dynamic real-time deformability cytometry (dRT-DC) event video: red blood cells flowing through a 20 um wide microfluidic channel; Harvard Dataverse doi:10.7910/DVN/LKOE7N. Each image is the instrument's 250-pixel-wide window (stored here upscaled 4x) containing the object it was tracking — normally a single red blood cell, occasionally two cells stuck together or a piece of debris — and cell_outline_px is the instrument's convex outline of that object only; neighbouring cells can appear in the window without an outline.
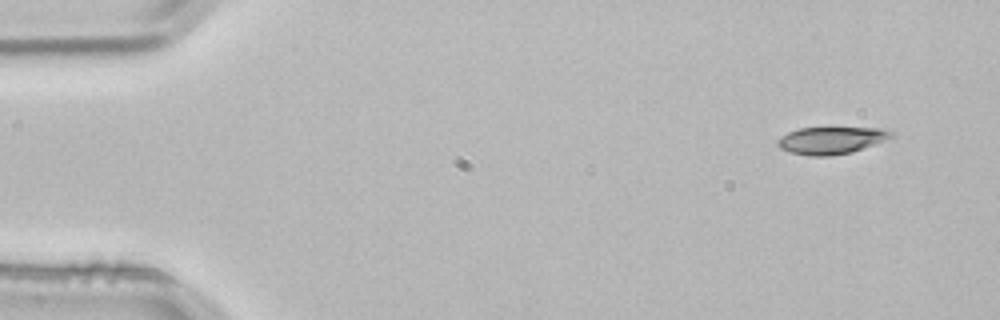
{"species": "common noctule bat (a hibernating species)", "species_latin": "Nyctalus noctula", "temperature_condition": "room temperature", "stored_images_in_passage": 4, "segment_of_instrument_passage": [1, 2], "camera_frame_rate_fps": 3000, "um_per_image_px": 0.085, "animal": {"sex": "male", "body_mass_g": 21.5, "forearm_length_mm": 52.0}, "frame": {"image": 1, "passage_image": 1, "time_ms": 0.0, "image_size_px": [1000, 320], "cell_outline_px": [[892, 136], [884, 140], [852, 152], [828, 156], [808, 156], [792, 152], [780, 148], [776, 144], [776, 140], [788, 132], [800, 128], [888, 128], [892, 132]], "centroid_in_image_um": [70.63, 11.92], "position_along_channel_um": 14.4, "area_um2": 17.8}}
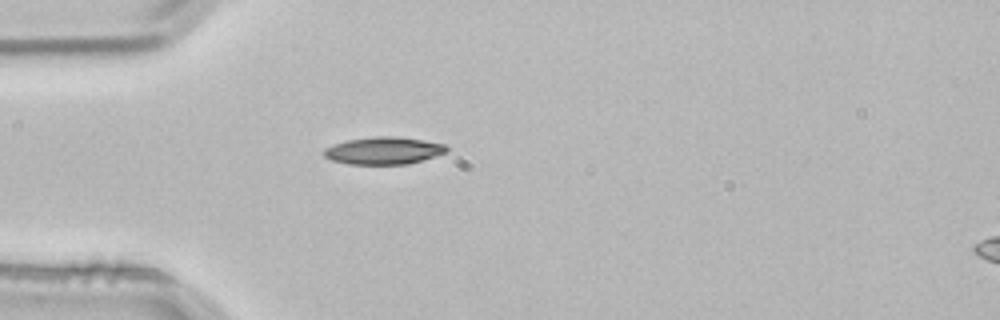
{"frame": {"image": 2, "passage_image": 3, "time_ms": 0.667, "image_size_px": [1000, 320], "cell_outline_px": [[448, 152], [408, 164], [348, 164], [332, 160], [324, 156], [320, 152], [324, 148], [348, 140], [376, 136], [396, 136], [424, 140], [444, 144], [448, 148]], "centroid_in_image_um": [32.6, 12.8], "position_along_channel_um": 52.4, "area_um2": 19.54}}